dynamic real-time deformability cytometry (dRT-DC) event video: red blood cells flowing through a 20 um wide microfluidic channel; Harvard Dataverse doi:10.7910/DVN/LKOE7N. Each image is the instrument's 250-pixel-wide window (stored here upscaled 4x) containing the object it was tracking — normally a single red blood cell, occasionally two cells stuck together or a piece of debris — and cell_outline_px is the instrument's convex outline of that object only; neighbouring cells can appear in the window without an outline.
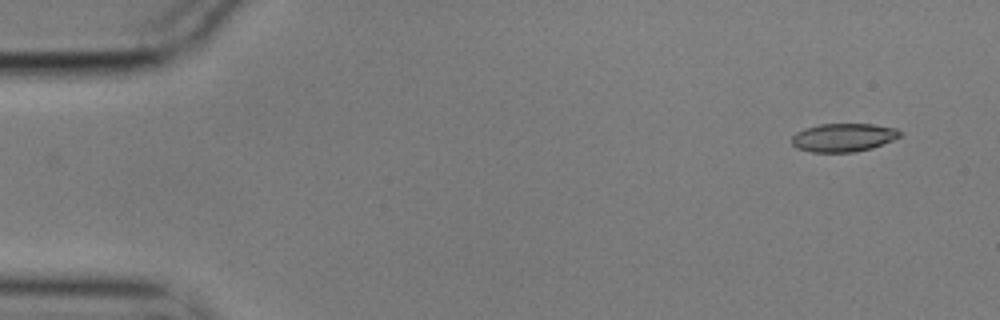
{"species": "common noctule bat (a hibernating species)", "species_latin": "Nyctalus noctula", "temperature_condition": "cold", "stored_images_in_passage": 54, "camera_frame_rate_fps": 3000, "um_per_image_px": 0.085, "animal": {"sex": "male", "body_mass_g": 17.9}, "frame": {"image": 1, "passage_image": 1, "time_ms": 0.0, "image_size_px": [1000, 320], "cell_outline_px": [[900, 136], [892, 140], [872, 148], [856, 152], [812, 152], [796, 148], [792, 144], [792, 136], [796, 132], [804, 128], [820, 124], [872, 124], [896, 128], [900, 132]], "centroid_in_image_um": [71.66, 11.69], "position_along_channel_um": 13.3, "area_um2": 17.86}}
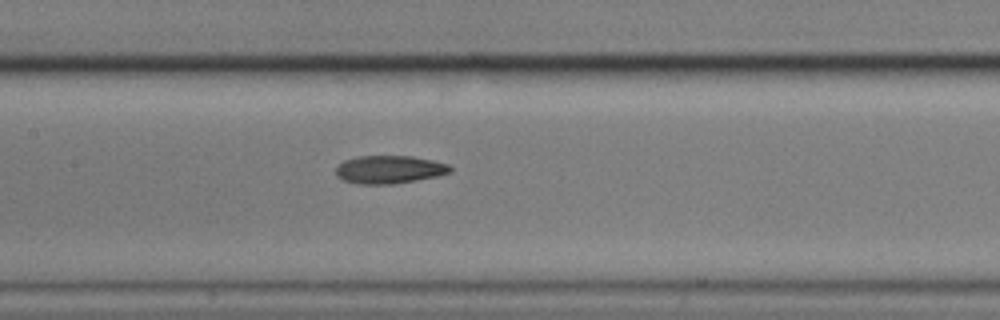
{"frame": {"image": 2, "passage_image": 24, "time_ms": 7.667, "image_size_px": [1000, 320], "cell_outline_px": [[452, 172], [436, 176], [416, 180], [392, 184], [360, 184], [344, 180], [336, 176], [336, 168], [344, 160], [356, 156], [412, 156], [432, 160], [448, 164], [452, 168]], "centroid_in_image_um": [33.09, 14.4], "position_along_channel_um": 174.3, "area_um2": 18.61}}
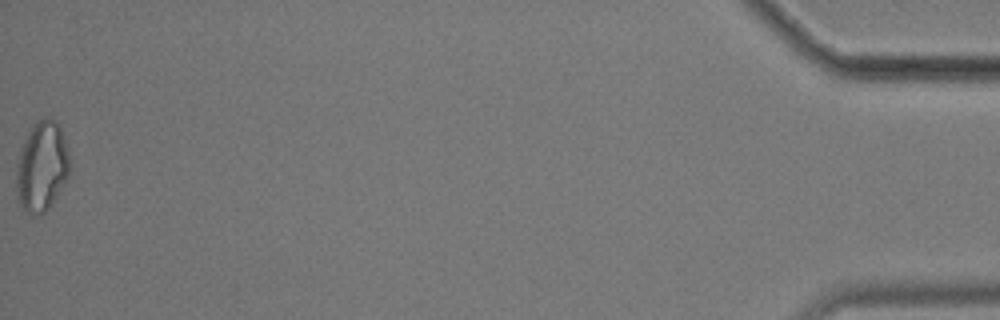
{"frame": {"image": 3, "passage_image": 54, "time_ms": 17.667, "image_size_px": [1000, 320], "cell_outline_px": [[72, 164], [68, 176], [56, 196], [48, 208], [40, 216], [32, 216], [24, 212], [20, 204], [16, 188], [16, 160], [20, 148], [32, 124], [48, 116], [60, 128]], "centroid_in_image_um": [3.53, 14.18], "position_along_channel_um": 431.7, "area_um2": 28.15}, "authors_computed_cell_mechanics": {"area_um2": 18.9584, "velocity_mm_per_s": 3.5355, "shape_relaxation_time_tau1_ms": 6.7001, "shape_relaxation_time_tau2_ms": 8.5496, "deformation_change_tau1": 0.1832, "deformation_change_tau2": 0.1891}}